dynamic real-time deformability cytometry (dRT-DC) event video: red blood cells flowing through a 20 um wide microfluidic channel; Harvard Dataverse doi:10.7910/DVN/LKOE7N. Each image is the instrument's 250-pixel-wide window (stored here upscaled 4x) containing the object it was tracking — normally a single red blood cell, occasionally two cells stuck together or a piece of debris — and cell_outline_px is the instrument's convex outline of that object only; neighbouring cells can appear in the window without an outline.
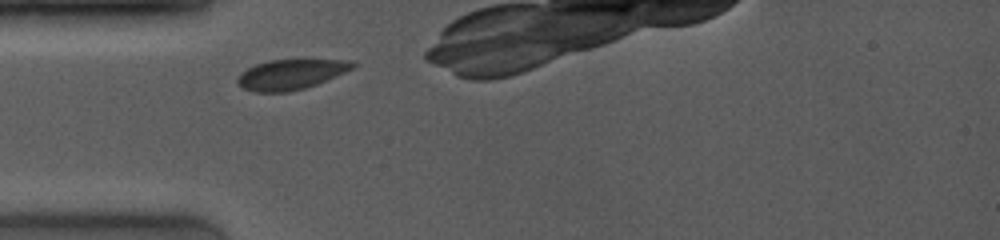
{"species": "common noctule bat (a hibernating species)", "species_latin": "Nyctalus noctula", "temperature_condition": "room temperature", "stored_images_in_passage": 4, "camera_frame_rate_fps": 4000, "um_per_image_px": 0.085, "animal": {"sex": "female", "body_mass_g": 19.0, "forearm_length_mm": 53.3}, "frame": {"image": 1, "passage_image": 1, "time_ms": 0.0, "image_size_px": [1000, 240], "cell_outline_px": [[360, 64], [356, 68], [316, 84], [304, 88], [288, 92], [252, 92], [236, 84], [236, 80], [240, 72], [256, 64], [268, 60], [352, 60]], "centroid_in_image_um": [24.74, 6.32], "position_along_channel_um": 60.3, "area_um2": 20.4}}
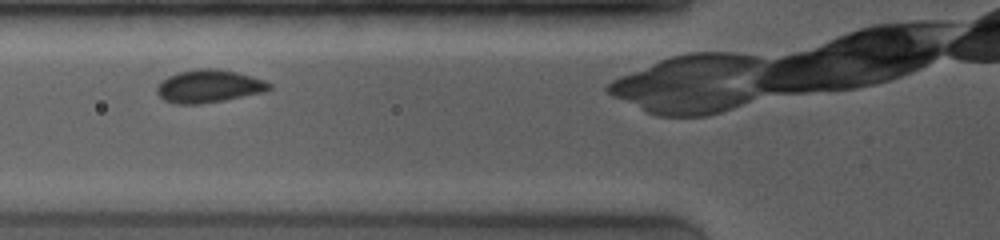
{"frame": {"image": 2, "passage_image": 3, "time_ms": 1.25, "image_size_px": [1000, 240], "cell_outline_px": [[272, 88], [264, 92], [224, 100], [200, 104], [176, 104], [164, 100], [156, 92], [156, 88], [160, 80], [168, 76], [180, 72], [200, 68], [216, 68], [236, 72], [252, 76], [264, 80], [272, 84]], "centroid_in_image_um": [17.75, 7.33], "position_along_channel_um": 108.1, "area_um2": 21.56}}